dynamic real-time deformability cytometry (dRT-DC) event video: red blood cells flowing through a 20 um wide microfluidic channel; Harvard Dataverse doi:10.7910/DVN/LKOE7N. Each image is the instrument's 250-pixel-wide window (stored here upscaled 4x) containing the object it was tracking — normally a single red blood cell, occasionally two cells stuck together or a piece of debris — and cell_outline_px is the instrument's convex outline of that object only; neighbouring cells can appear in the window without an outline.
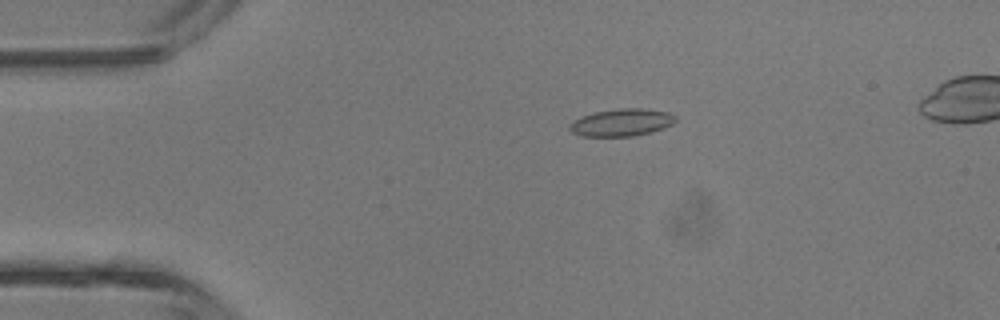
{"species": "common noctule bat (a hibernating species)", "species_latin": "Nyctalus noctula", "temperature_condition": "room temperature", "stored_images_in_passage": 5, "camera_frame_rate_fps": 3000, "um_per_image_px": 0.085, "animal": {"sex": "male", "body_mass_g": 13.3}, "frame": {"image": 1, "passage_image": 3, "time_ms": 2.333, "image_size_px": [1000, 320], "cell_outline_px": [[676, 120], [672, 124], [664, 128], [632, 136], [580, 136], [572, 132], [568, 128], [568, 124], [592, 112], [620, 108], [644, 108], [668, 112], [676, 116]], "centroid_in_image_um": [52.83, 10.4], "position_along_channel_um": 32.2, "area_um2": 16.82}}